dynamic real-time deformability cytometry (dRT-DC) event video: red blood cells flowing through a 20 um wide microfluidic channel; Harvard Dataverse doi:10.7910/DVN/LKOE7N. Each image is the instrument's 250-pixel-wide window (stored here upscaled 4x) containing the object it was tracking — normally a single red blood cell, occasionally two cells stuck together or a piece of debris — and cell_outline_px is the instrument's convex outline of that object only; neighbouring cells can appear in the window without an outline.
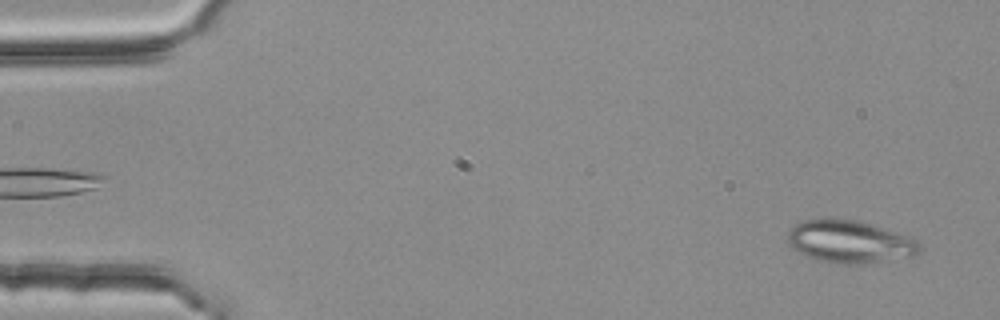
{"species": "common noctule bat (a hibernating species)", "species_latin": "Nyctalus noctula", "temperature_condition": "room temperature", "stored_images_in_passage": 3, "camera_frame_rate_fps": 3000, "um_per_image_px": 0.085, "animal": {"sex": "female", "body_mass_g": 25.1}, "frame": {"image": 1, "passage_image": 3, "time_ms": 0.667, "image_size_px": [1000, 320], "cell_outline_px": [[920, 252], [916, 256], [856, 264], [840, 264], [820, 260], [804, 256], [792, 248], [788, 244], [788, 228], [792, 224], [804, 220], [824, 216], [832, 216], [856, 220], [872, 224], [912, 236], [920, 244]], "centroid_in_image_um": [72.19, 20.5], "position_along_channel_um": 12.8, "area_um2": 33.64}}